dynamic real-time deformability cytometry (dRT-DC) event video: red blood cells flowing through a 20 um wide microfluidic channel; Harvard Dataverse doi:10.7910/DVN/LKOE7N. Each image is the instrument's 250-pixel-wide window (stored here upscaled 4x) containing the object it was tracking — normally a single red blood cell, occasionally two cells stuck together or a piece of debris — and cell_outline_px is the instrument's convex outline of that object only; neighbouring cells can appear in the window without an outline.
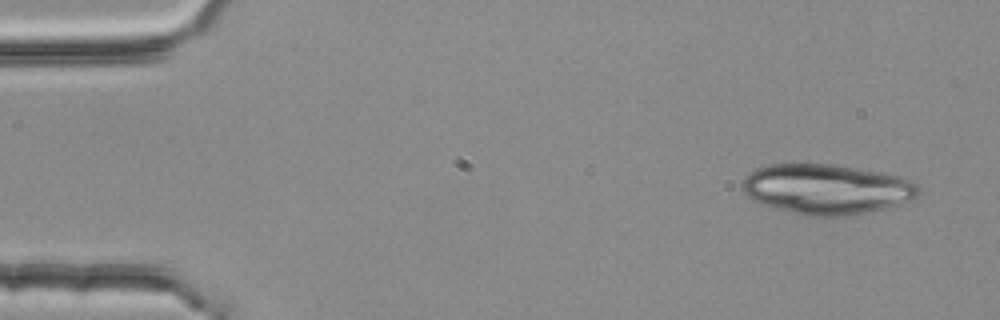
{"species": "common noctule bat (a hibernating species)", "species_latin": "Nyctalus noctula", "temperature_condition": "room temperature", "stored_images_in_passage": 5, "camera_frame_rate_fps": 3000, "um_per_image_px": 0.085, "animal": {"sex": "female", "body_mass_g": 25.1}, "frame": {"image": 1, "passage_image": 1, "time_ms": 0.0, "image_size_px": [1000, 320], "cell_outline_px": [[920, 192], [916, 196], [900, 204], [884, 208], [844, 216], [804, 216], [776, 208], [752, 200], [740, 188], [744, 180], [756, 168], [768, 164], [836, 164], [896, 176], [912, 180], [920, 188]], "centroid_in_image_um": [70.23, 16.08], "position_along_channel_um": 14.8, "area_um2": 51.04}}